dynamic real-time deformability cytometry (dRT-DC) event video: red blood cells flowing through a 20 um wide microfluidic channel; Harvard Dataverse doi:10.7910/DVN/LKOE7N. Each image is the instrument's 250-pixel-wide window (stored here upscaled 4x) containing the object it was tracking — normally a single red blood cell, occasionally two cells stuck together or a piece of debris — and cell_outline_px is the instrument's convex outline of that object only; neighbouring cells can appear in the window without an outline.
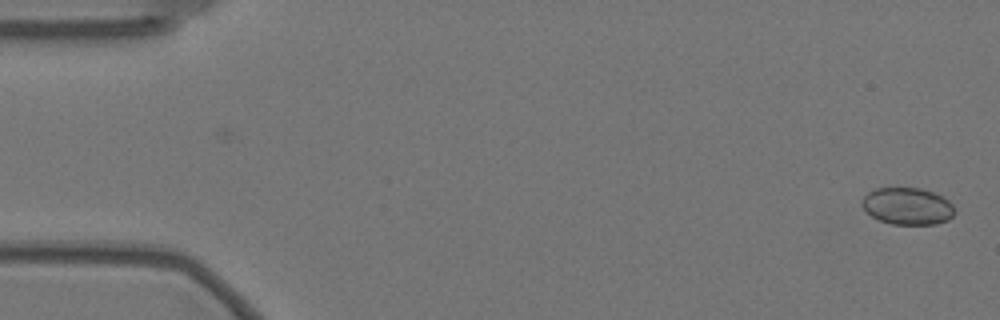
{"species": "Egyptian fruit bat (a non-hibernating species)", "species_latin": "Rousettus aegyptiacus", "temperature_condition": "warm", "stored_images_in_passage": 57, "camera_frame_rate_fps": 3000, "um_per_image_px": 0.085, "animal": {"sex": "female"}, "frame": {"image": 1, "passage_image": 1, "time_ms": 0.0, "image_size_px": [1000, 320], "cell_outline_px": [[956, 212], [948, 220], [936, 224], [892, 224], [880, 220], [872, 216], [860, 204], [860, 200], [868, 192], [876, 188], [920, 188], [932, 192], [948, 200], [952, 204]], "centroid_in_image_um": [77.13, 17.52], "position_along_channel_um": 7.9, "area_um2": 19.94}}
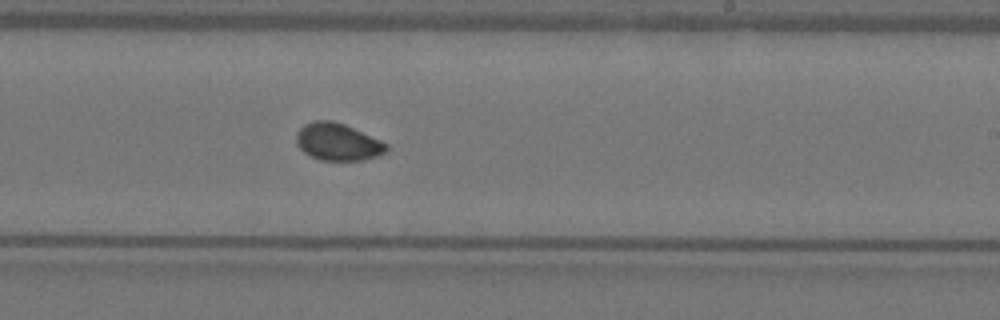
{"frame": {"image": 2, "passage_image": 34, "time_ms": 11.0, "image_size_px": [1000, 320], "cell_outline_px": [[388, 148], [384, 152], [376, 156], [364, 160], [320, 160], [304, 152], [296, 144], [296, 132], [304, 124], [316, 120], [332, 120], [344, 124], [380, 140], [388, 144]], "centroid_in_image_um": [28.68, 12.05], "position_along_channel_um": 260.3, "area_um2": 19.42}}
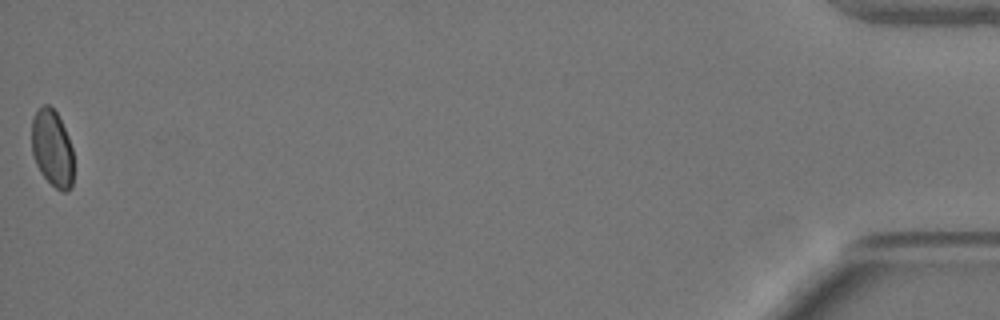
{"frame": {"image": 3, "passage_image": 57, "time_ms": 18.667, "image_size_px": [1000, 320], "cell_outline_px": [[72, 184], [68, 192], [64, 192], [56, 188], [40, 172], [36, 164], [32, 152], [32, 120], [36, 108], [44, 104], [48, 104], [56, 112], [68, 136], [72, 148]], "centroid_in_image_um": [4.42, 12.58], "position_along_channel_um": 430.8, "area_um2": 18.67}, "authors_computed_cell_mechanics": {"area_um2": 19.4786, "velocity_mm_per_s": 3.5231, "shape_relaxation_time_tau1_ms": 8.0787, "shape_relaxation_time_tau2_ms": 3.1907, "deformation_change_tau1": 0.0835, "deformation_change_tau2": 0.0344}}